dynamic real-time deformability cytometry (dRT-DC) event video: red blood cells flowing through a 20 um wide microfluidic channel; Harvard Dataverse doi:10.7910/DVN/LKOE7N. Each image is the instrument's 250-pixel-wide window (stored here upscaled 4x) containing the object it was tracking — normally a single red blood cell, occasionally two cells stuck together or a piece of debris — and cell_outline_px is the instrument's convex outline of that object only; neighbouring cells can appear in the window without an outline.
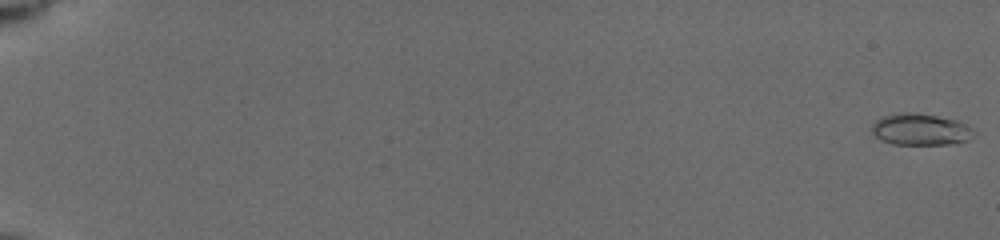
{"species": "common noctule bat (a hibernating species)", "species_latin": "Nyctalus noctula", "temperature_condition": "cold", "stored_images_in_passage": 43, "camera_frame_rate_fps": 3000, "um_per_image_px": 0.085, "animal": {"sex": "female", "body_mass_g": 19.5, "forearm_length_mm": 54.1}, "frame": {"image": 1, "passage_image": 1, "time_ms": 0.0, "image_size_px": [1000, 240], "cell_outline_px": [[972, 128], [968, 140], [948, 144], [892, 144], [880, 140], [872, 132], [872, 124], [876, 120], [884, 116], [900, 112], [912, 112], [960, 120]], "centroid_in_image_um": [78.2, 10.99], "position_along_channel_um": 6.8, "area_um2": 18.61}}
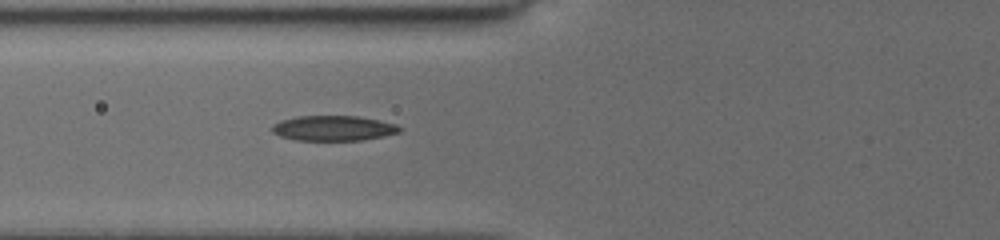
{"frame": {"image": 2, "passage_image": 32, "time_ms": 7.667, "image_size_px": [1000, 240], "cell_outline_px": [[404, 128], [400, 132], [384, 136], [360, 140], [296, 140], [280, 136], [272, 132], [272, 124], [280, 120], [296, 116], [356, 116], [380, 120], [396, 124]], "centroid_in_image_um": [28.34, 10.89], "position_along_channel_um": 97.5, "area_um2": 18.79}}
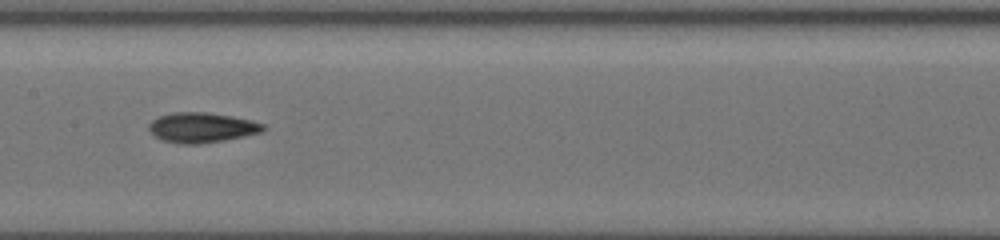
{"frame": {"image": 3, "passage_image": 42, "time_ms": 10.0, "image_size_px": [1000, 240], "cell_outline_px": [[264, 128], [260, 132], [200, 144], [180, 144], [160, 140], [148, 128], [148, 124], [152, 120], [160, 116], [172, 112], [208, 112], [232, 116], [252, 120], [264, 124]], "centroid_in_image_um": [17.1, 10.83], "position_along_channel_um": 190.3, "area_um2": 19.77}}